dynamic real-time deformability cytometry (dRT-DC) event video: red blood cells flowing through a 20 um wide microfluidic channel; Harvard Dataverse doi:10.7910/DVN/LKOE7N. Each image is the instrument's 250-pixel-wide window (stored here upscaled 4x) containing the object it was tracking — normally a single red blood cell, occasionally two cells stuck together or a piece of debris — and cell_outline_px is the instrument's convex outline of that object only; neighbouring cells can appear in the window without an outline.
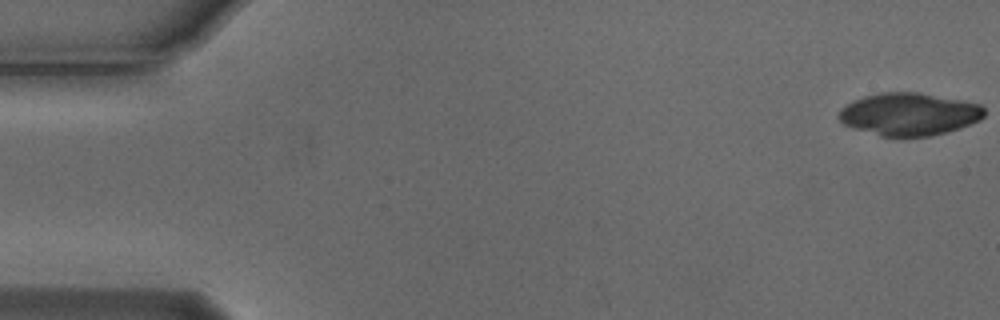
{"species": "Egyptian fruit bat (a non-hibernating species)", "species_latin": "Rousettus aegyptiacus", "temperature_condition": "cold", "stored_images_in_passage": 8, "camera_frame_rate_fps": 3000, "um_per_image_px": 0.085, "animal": {"sex": "male"}, "frame": {"image": 1, "passage_image": 1, "time_ms": 0.0, "image_size_px": [1000, 320], "cell_outline_px": [[984, 116], [980, 120], [960, 128], [928, 136], [880, 136], [844, 124], [836, 116], [848, 104], [864, 96], [884, 92], [916, 92], [960, 100], [980, 104], [984, 108]], "centroid_in_image_um": [77.3, 9.7], "position_along_channel_um": 7.7, "area_um2": 35.49}}
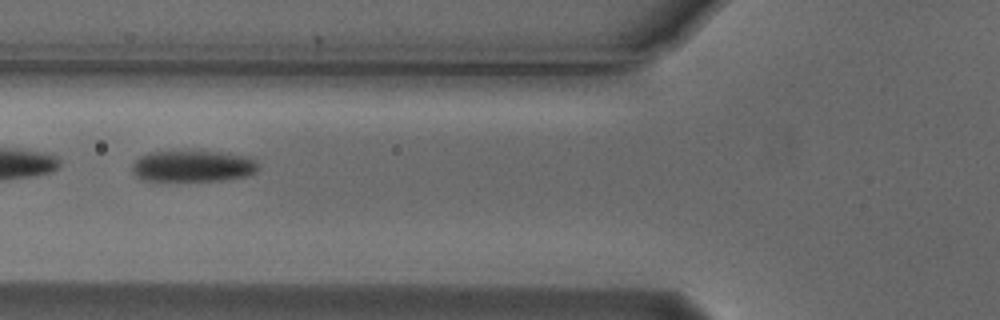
{"frame": {"image": 2, "passage_image": 6, "time_ms": 1.667, "image_size_px": [1000, 320], "cell_outline_px": [[260, 168], [256, 172], [248, 176], [220, 180], [148, 180], [136, 176], [132, 172], [132, 164], [140, 156], [148, 152], [220, 152], [248, 156], [256, 160], [260, 164]], "centroid_in_image_um": [16.46, 14.12], "position_along_channel_um": 109.3, "area_um2": 22.89}}
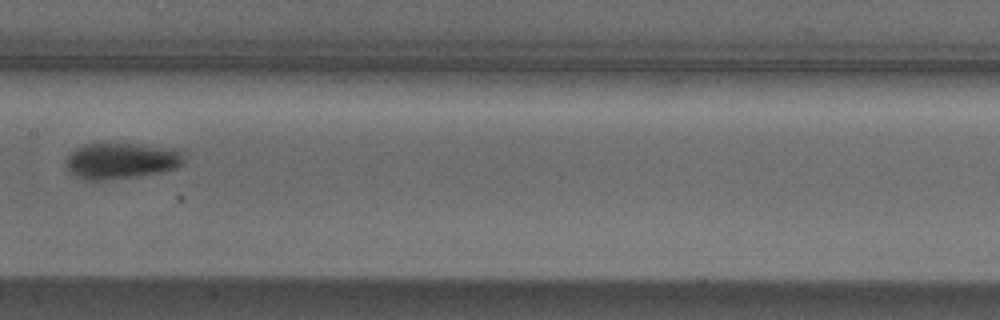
{"frame": {"image": 3, "passage_image": 8, "time_ms": 2.333, "image_size_px": [1000, 320], "cell_outline_px": [[184, 160], [176, 168], [160, 172], [96, 180], [88, 180], [76, 176], [64, 164], [64, 160], [68, 152], [84, 144], [136, 144], [172, 148], [180, 152]], "centroid_in_image_um": [10.23, 13.64], "position_along_channel_um": 197.2, "area_um2": 24.22}}